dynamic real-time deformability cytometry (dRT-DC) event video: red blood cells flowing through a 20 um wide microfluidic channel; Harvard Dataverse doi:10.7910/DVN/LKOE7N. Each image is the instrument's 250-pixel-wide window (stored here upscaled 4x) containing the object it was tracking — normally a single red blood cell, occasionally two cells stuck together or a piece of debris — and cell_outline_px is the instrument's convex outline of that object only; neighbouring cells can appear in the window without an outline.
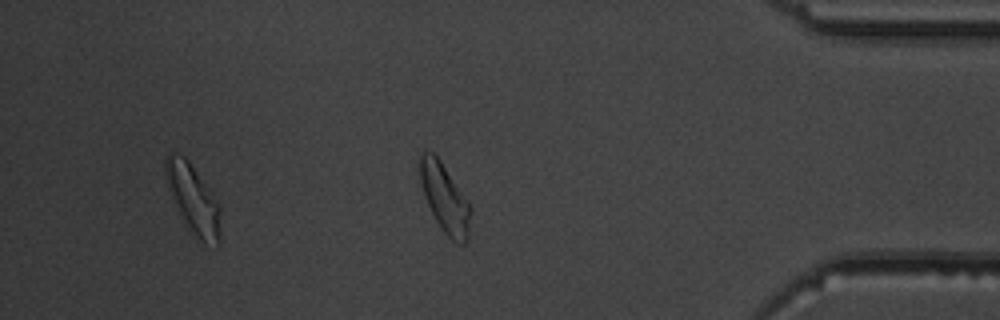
{"species": "common noctule bat (a hibernating species)", "species_latin": "Nyctalus noctula", "temperature_condition": "warm", "stored_images_in_passage": 38, "segment_of_instrument_passage": [2, 2], "camera_frame_rate_fps": 3000, "um_per_image_px": 0.085, "animal": {"sex": "male", "body_mass_g": 19.5, "forearm_length_mm": 54.6}, "frame": {"image": 1, "passage_image": 38, "time_ms": 12.333, "image_size_px": [1000, 320], "cell_outline_px": [[472, 212], [468, 236], [464, 244], [460, 244], [452, 240], [440, 228], [428, 204], [420, 180], [420, 152], [432, 152], [440, 160], [468, 200], [472, 208]], "centroid_in_image_um": [37.84, 16.86], "position_along_channel_um": 397.4, "area_um2": 20.06}}